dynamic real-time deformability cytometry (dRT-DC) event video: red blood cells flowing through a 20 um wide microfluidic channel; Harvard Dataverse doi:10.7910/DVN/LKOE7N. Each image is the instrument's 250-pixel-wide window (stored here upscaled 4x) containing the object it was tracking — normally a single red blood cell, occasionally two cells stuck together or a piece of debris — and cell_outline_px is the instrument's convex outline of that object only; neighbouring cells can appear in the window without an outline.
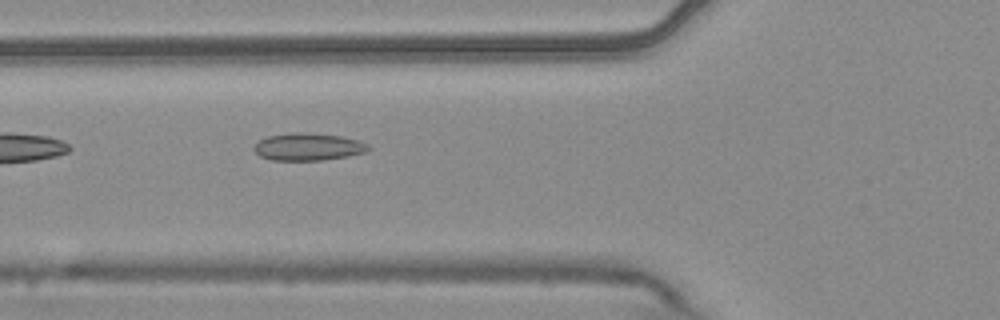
{"species": "common noctule bat (a hibernating species)", "species_latin": "Nyctalus noctula", "temperature_condition": "warm", "stored_images_in_passage": 6, "camera_frame_rate_fps": 3000, "um_per_image_px": 0.085, "animal": {"sex": "male", "body_mass_g": 20.4}, "frame": {"image": 1, "passage_image": 6, "time_ms": 1.667, "image_size_px": [1000, 320], "cell_outline_px": [[372, 148], [368, 152], [348, 156], [320, 160], [272, 160], [260, 156], [252, 148], [260, 140], [268, 136], [292, 132], [308, 132], [340, 136], [360, 140], [368, 144]], "centroid_in_image_um": [26.24, 12.47], "position_along_channel_um": 99.6, "area_um2": 18.38}}